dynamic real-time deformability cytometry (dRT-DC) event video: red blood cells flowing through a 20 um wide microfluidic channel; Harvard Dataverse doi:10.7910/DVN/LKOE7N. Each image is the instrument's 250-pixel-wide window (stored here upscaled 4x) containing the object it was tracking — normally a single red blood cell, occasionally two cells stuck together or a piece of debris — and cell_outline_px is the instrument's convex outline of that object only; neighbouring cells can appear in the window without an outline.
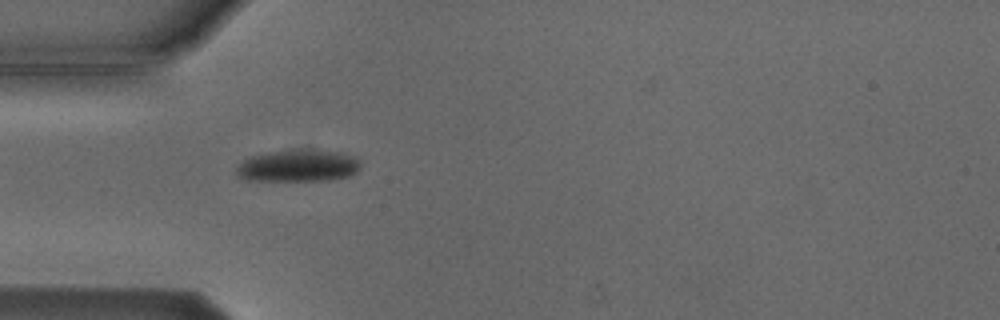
{"species": "Egyptian fruit bat (a non-hibernating species)", "species_latin": "Rousettus aegyptiacus", "temperature_condition": "cold", "stored_images_in_passage": 5, "camera_frame_rate_fps": 3000, "um_per_image_px": 0.085, "animal": {"sex": "male"}, "frame": {"image": 1, "passage_image": 4, "time_ms": 3.667, "image_size_px": [1000, 320], "cell_outline_px": [[360, 168], [356, 172], [348, 176], [332, 180], [244, 180], [236, 176], [236, 164], [248, 156], [268, 152], [300, 148], [312, 148], [344, 152], [356, 156], [360, 164]], "centroid_in_image_um": [25.33, 14.05], "position_along_channel_um": 59.7, "area_um2": 23.99}}